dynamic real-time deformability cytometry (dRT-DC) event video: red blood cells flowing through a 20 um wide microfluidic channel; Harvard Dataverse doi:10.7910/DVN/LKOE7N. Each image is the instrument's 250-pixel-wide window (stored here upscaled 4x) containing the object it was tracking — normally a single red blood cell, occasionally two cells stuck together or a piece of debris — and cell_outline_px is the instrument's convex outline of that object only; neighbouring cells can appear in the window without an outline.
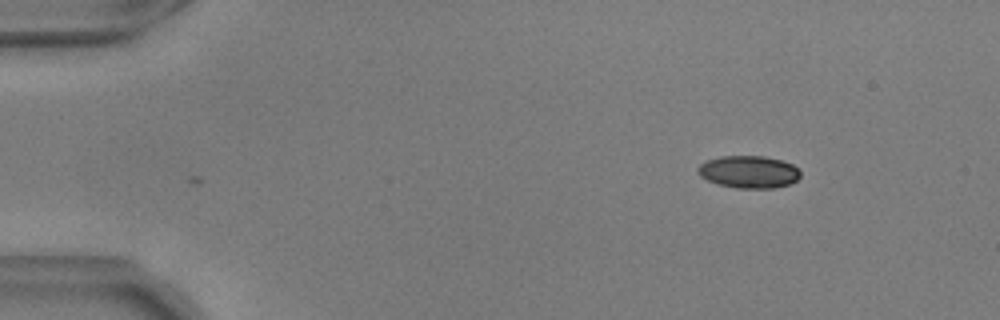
{"species": "common noctule bat (a hibernating species)", "species_latin": "Nyctalus noctula", "temperature_condition": "warm", "stored_images_in_passage": 49, "camera_frame_rate_fps": 3000, "um_per_image_px": 0.085, "animal": {"sex": "male", "body_mass_g": 17.9, "forearm_length_mm": 54.2}, "frame": {"image": 1, "passage_image": 1, "time_ms": 0.0, "image_size_px": [1000, 320], "cell_outline_px": [[800, 176], [796, 180], [788, 184], [772, 188], [736, 188], [720, 184], [708, 180], [700, 176], [696, 172], [696, 168], [700, 164], [708, 160], [720, 156], [764, 156], [780, 160], [792, 164], [800, 172]], "centroid_in_image_um": [63.61, 14.6], "position_along_channel_um": 21.4, "area_um2": 19.19}}
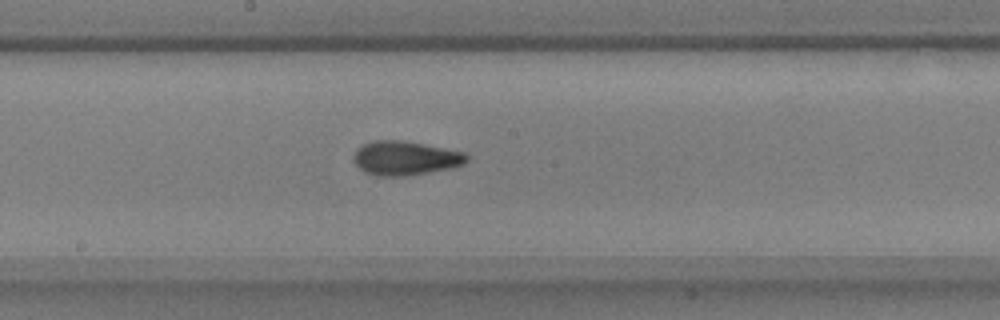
{"frame": {"image": 2, "passage_image": 24, "time_ms": 7.667, "image_size_px": [1000, 320], "cell_outline_px": [[468, 160], [464, 164], [452, 168], [404, 176], [376, 176], [364, 172], [356, 164], [352, 156], [364, 144], [372, 140], [404, 140], [464, 152], [468, 156]], "centroid_in_image_um": [34.46, 13.44], "position_along_channel_um": 213.7, "area_um2": 22.43}}
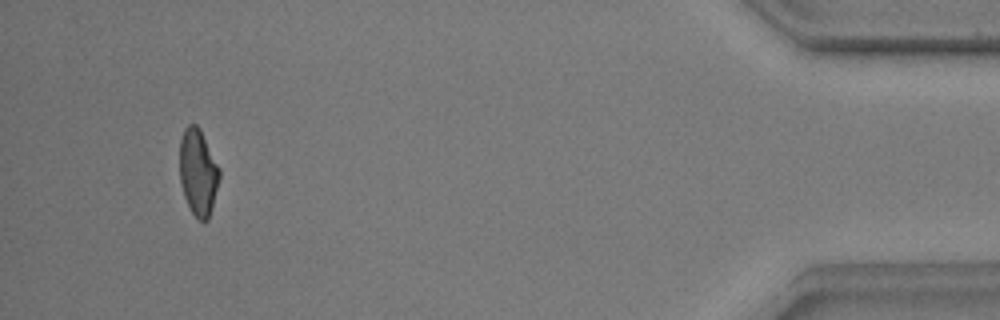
{"frame": {"image": 3, "passage_image": 46, "time_ms": 15.0, "image_size_px": [1000, 320], "cell_outline_px": [[220, 176], [212, 208], [208, 220], [204, 224], [192, 212], [184, 196], [180, 184], [180, 140], [184, 128], [188, 124], [196, 124], [200, 128], [220, 168]], "centroid_in_image_um": [16.84, 14.63], "position_along_channel_um": 418.4, "area_um2": 20.17}, "authors_computed_cell_mechanics": {"area_um2": 20.9814, "velocity_mm_per_s": 3.6954, "shape_relaxation_time_tau1_ms": 3.8835, "shape_relaxation_time_tau2_ms": 2.9254, "deformation_change_tau1": 0.1425, "deformation_change_tau2": 0.091}}